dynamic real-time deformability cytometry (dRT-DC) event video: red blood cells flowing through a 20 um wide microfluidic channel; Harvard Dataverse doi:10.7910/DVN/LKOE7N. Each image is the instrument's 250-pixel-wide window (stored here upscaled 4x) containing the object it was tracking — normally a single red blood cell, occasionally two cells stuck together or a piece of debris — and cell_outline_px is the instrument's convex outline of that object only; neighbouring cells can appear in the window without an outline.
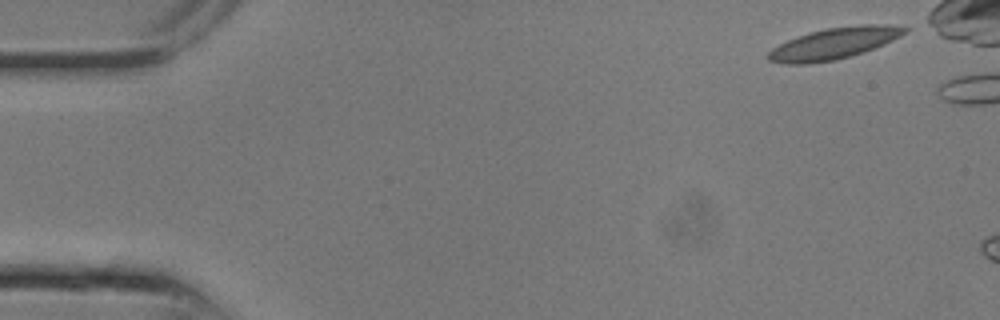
{"species": "common noctule bat (a hibernating species)", "species_latin": "Nyctalus noctula", "temperature_condition": "room temperature", "stored_images_in_passage": 3, "camera_frame_rate_fps": 3000, "um_per_image_px": 0.085, "animal": {"sex": "male", "body_mass_g": 13.3}, "frame": {"image": 1, "passage_image": 1, "time_ms": 0.0, "image_size_px": [1000, 320], "cell_outline_px": [[908, 32], [884, 44], [864, 52], [852, 56], [836, 60], [808, 64], [784, 64], [768, 60], [768, 52], [772, 48], [788, 40], [812, 32], [828, 28], [860, 24], [884, 24], [908, 28]], "centroid_in_image_um": [70.91, 3.7], "position_along_channel_um": 14.1, "area_um2": 24.8}}